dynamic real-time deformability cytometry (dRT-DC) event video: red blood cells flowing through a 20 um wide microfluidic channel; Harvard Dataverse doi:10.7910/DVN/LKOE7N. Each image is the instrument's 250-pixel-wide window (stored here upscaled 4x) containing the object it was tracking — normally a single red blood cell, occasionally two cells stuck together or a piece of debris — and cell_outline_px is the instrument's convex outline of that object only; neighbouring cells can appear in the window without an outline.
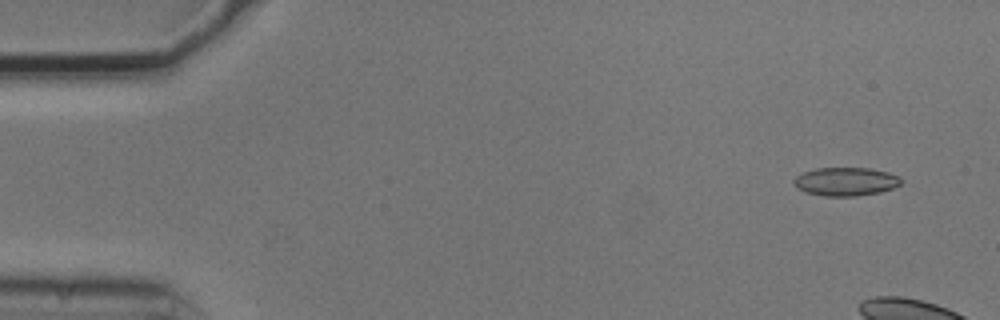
{"species": "common noctule bat (a hibernating species)", "species_latin": "Nyctalus noctula", "temperature_condition": "cold", "stored_images_in_passage": 12, "camera_frame_rate_fps": 3000, "um_per_image_px": 0.085, "animal": {"sex": "male", "body_mass_g": 20.5, "forearm_length_mm": 52.5}, "frame": {"image": 1, "passage_image": 4, "time_ms": 1.0, "image_size_px": [1000, 320], "cell_outline_px": [[904, 180], [900, 184], [892, 188], [880, 192], [856, 196], [824, 196], [808, 192], [796, 188], [792, 180], [796, 176], [804, 172], [816, 168], [868, 168], [888, 172], [900, 176]], "centroid_in_image_um": [71.9, 15.43], "position_along_channel_um": 13.1, "area_um2": 17.8}}